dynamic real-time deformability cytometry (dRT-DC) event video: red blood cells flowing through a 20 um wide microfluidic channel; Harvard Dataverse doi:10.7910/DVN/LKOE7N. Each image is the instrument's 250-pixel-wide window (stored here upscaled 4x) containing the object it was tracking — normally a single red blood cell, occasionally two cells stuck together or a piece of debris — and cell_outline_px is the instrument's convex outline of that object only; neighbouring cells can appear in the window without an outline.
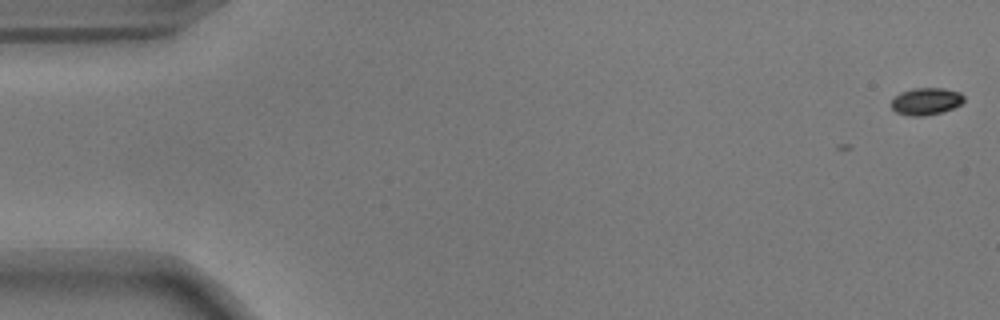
{"species": "common noctule bat (a hibernating species)", "species_latin": "Nyctalus noctula", "temperature_condition": "warm", "stored_images_in_passage": 14, "camera_frame_rate_fps": 3000, "um_per_image_px": 0.085, "animal": {"sex": "male", "body_mass_g": 17.9}, "frame": {"image": 1, "passage_image": 1, "time_ms": 0.0, "image_size_px": [1000, 320], "cell_outline_px": [[964, 100], [960, 104], [952, 108], [940, 112], [924, 116], [908, 116], [896, 112], [892, 108], [892, 100], [900, 92], [912, 88], [944, 88], [960, 92], [964, 96]], "centroid_in_image_um": [78.71, 8.6], "position_along_channel_um": 6.3, "area_um2": 11.44}}
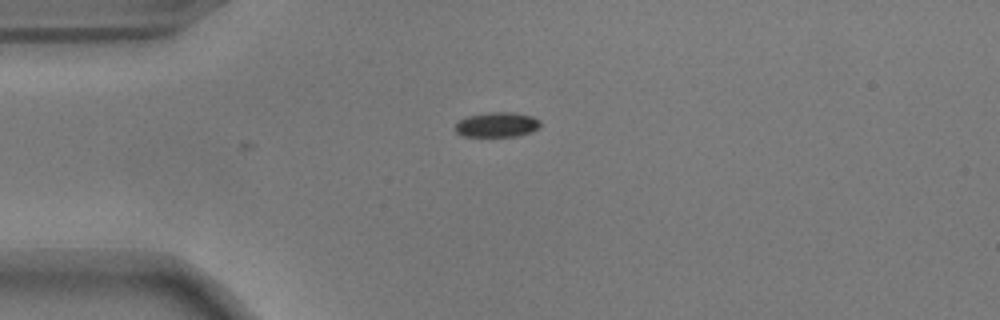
{"frame": {"image": 2, "passage_image": 14, "time_ms": 4.333, "image_size_px": [1000, 320], "cell_outline_px": [[540, 128], [532, 132], [516, 136], [464, 136], [456, 132], [456, 124], [460, 120], [468, 116], [488, 112], [512, 112], [532, 116], [540, 120]], "centroid_in_image_um": [42.29, 10.59], "position_along_channel_um": 42.7, "area_um2": 12.31}}